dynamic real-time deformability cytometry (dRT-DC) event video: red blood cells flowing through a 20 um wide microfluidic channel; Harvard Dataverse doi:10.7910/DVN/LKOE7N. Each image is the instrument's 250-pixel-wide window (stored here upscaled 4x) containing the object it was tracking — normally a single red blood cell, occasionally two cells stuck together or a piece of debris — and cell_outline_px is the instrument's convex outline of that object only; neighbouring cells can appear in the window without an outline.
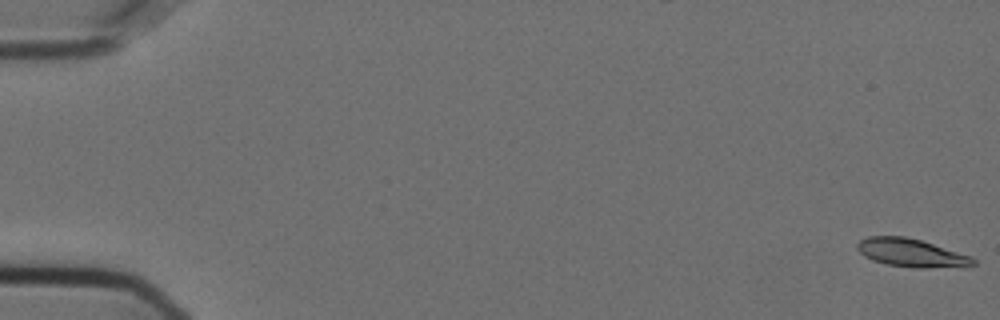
{"species": "Egyptian fruit bat (a non-hibernating species)", "species_latin": "Rousettus aegyptiacus", "temperature_condition": "cold", "stored_images_in_passage": 2, "camera_frame_rate_fps": 3000, "um_per_image_px": 0.085, "animal": {"sex": "female"}, "frame": {"image": 1, "passage_image": 1, "time_ms": 0.0, "image_size_px": [1000, 320], "cell_outline_px": [[976, 264], [924, 268], [912, 268], [888, 264], [872, 260], [864, 256], [856, 248], [856, 244], [860, 240], [868, 236], [904, 236], [920, 240], [972, 256], [976, 260]], "centroid_in_image_um": [77.4, 21.48], "position_along_channel_um": 7.6, "area_um2": 18.79}}